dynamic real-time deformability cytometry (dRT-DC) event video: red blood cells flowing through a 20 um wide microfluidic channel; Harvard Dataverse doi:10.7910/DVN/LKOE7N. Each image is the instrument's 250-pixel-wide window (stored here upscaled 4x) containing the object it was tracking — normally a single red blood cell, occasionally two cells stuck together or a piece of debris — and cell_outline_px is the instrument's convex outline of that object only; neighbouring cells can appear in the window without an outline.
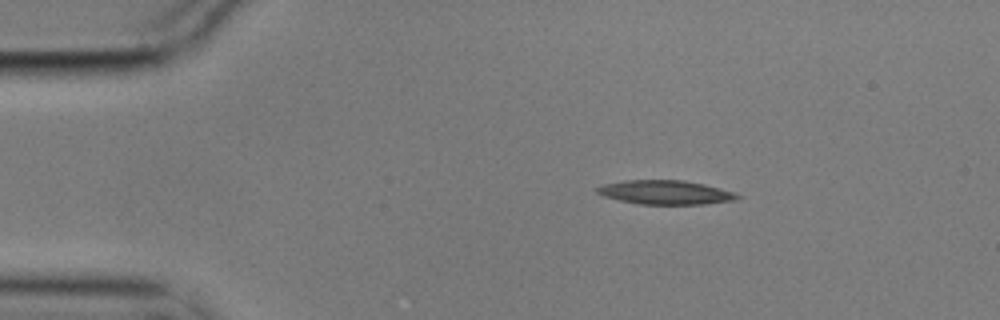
{"species": "common noctule bat (a hibernating species)", "species_latin": "Nyctalus noctula", "temperature_condition": "cold", "stored_images_in_passage": 2, "camera_frame_rate_fps": 3000, "um_per_image_px": 0.085, "animal": {"sex": "male", "body_mass_g": 17.9}, "frame": {"image": 1, "passage_image": 1, "time_ms": 0.0, "image_size_px": [1000, 320], "cell_outline_px": [[740, 196], [736, 200], [704, 204], [640, 204], [620, 200], [604, 196], [596, 192], [596, 188], [604, 184], [624, 180], [684, 180], [704, 184], [736, 192]], "centroid_in_image_um": [56.58, 16.34], "position_along_channel_um": 28.4, "area_um2": 19.59}}